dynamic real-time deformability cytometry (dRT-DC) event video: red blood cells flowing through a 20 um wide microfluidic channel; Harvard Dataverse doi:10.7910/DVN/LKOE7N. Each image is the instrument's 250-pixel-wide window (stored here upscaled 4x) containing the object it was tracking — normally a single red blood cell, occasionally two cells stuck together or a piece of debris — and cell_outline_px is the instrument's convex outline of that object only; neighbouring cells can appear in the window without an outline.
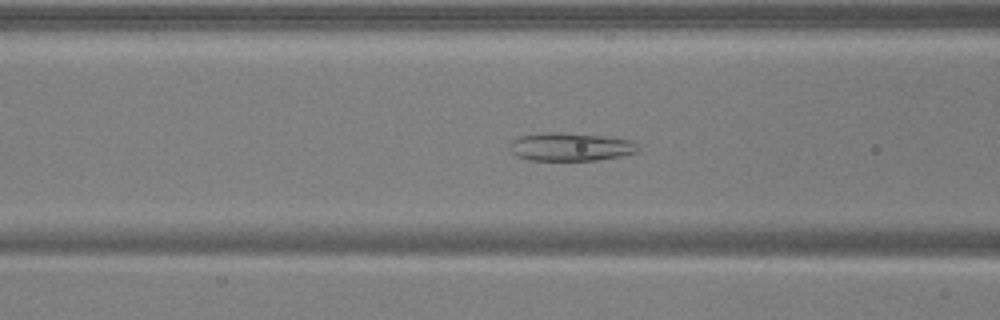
{"species": "common noctule bat (a hibernating species)", "species_latin": "Nyctalus noctula", "temperature_condition": "warm", "stored_images_in_passage": 52, "camera_frame_rate_fps": 3000, "um_per_image_px": 0.085, "animal": {"sex": "male", "body_mass_g": 17.9, "forearm_length_mm": 54.2}, "frame": {"image": 1, "passage_image": 21, "time_ms": 6.667, "image_size_px": [1000, 320], "cell_outline_px": [[640, 152], [620, 156], [596, 160], [528, 160], [516, 156], [508, 148], [508, 144], [512, 140], [520, 136], [544, 132], [560, 132], [604, 136], [632, 140], [640, 148]], "centroid_in_image_um": [48.48, 12.48], "position_along_channel_um": 118.1, "area_um2": 21.33}}
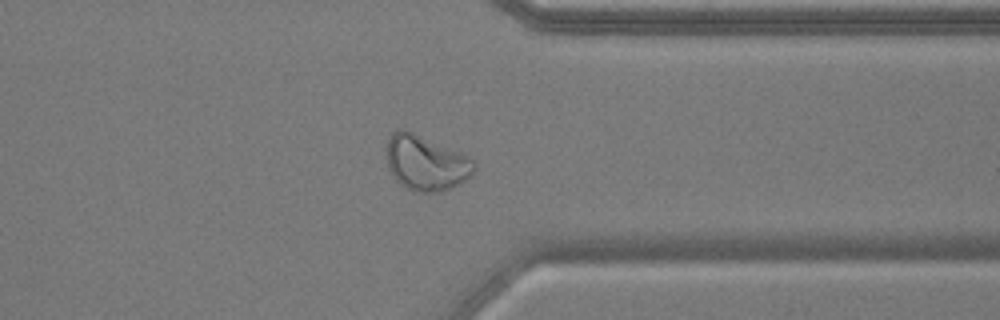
{"frame": {"image": 2, "passage_image": 41, "time_ms": 13.333, "image_size_px": [1000, 320], "cell_outline_px": [[476, 168], [472, 176], [460, 184], [440, 192], [412, 192], [400, 184], [396, 180], [388, 168], [388, 136], [396, 128], [404, 128], [460, 152], [468, 156], [476, 164]], "centroid_in_image_um": [36.21, 13.85], "position_along_channel_um": 375.2, "area_um2": 28.38}}
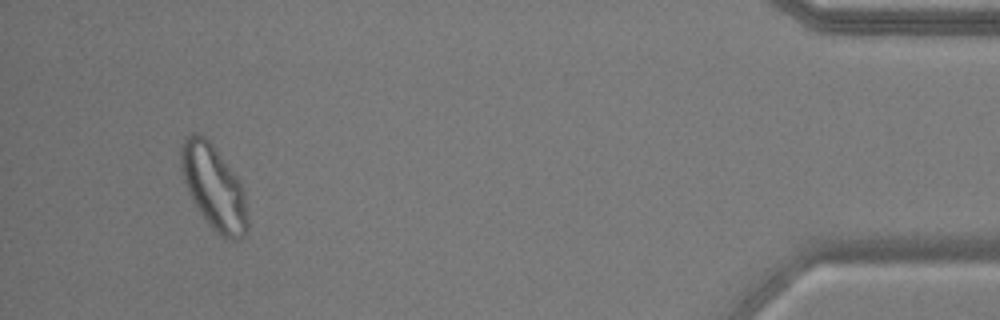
{"frame": {"image": 3, "passage_image": 49, "time_ms": 16.0, "image_size_px": [1000, 320], "cell_outline_px": [[248, 232], [244, 236], [236, 240], [228, 240], [220, 236], [208, 224], [192, 200], [188, 192], [180, 168], [180, 144], [192, 132], [196, 132], [204, 136], [212, 144], [236, 176], [244, 192], [248, 216]], "centroid_in_image_um": [18.16, 15.94], "position_along_channel_um": 417.0, "area_um2": 32.77}, "authors_computed_cell_mechanics": {"area_um2": 28.322, "velocity_mm_per_s": 3.8942, "shape_relaxation_time_tau1_ms": null, "shape_relaxation_time_tau2_ms": 1.7561, "deformation_change_tau1": null, "deformation_change_tau2": 0.0975}}